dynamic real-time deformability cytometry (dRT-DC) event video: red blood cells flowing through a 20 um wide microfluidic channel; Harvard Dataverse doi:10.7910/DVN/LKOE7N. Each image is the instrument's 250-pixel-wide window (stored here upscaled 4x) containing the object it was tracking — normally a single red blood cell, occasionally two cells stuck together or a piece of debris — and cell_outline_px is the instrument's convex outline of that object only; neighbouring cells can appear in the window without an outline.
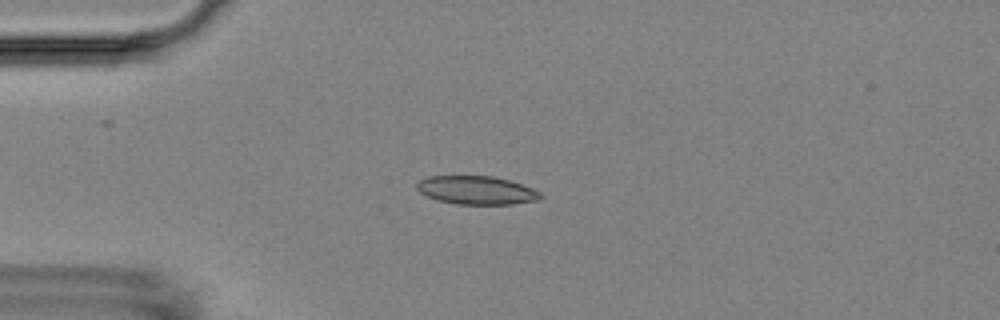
{"species": "Egyptian fruit bat (a non-hibernating species)", "species_latin": "Rousettus aegyptiacus", "temperature_condition": "room temperature", "stored_images_in_passage": 12, "camera_frame_rate_fps": 3000, "um_per_image_px": 0.085, "animal": {"sex": "female"}, "frame": {"image": 1, "passage_image": 1, "time_ms": 0.0, "image_size_px": [1000, 320], "cell_outline_px": [[544, 196], [540, 200], [512, 204], [456, 204], [436, 200], [420, 192], [416, 188], [416, 184], [420, 180], [428, 176], [492, 176], [508, 180], [532, 188], [540, 192]], "centroid_in_image_um": [40.51, 16.17], "position_along_channel_um": 44.5, "area_um2": 20.46}}
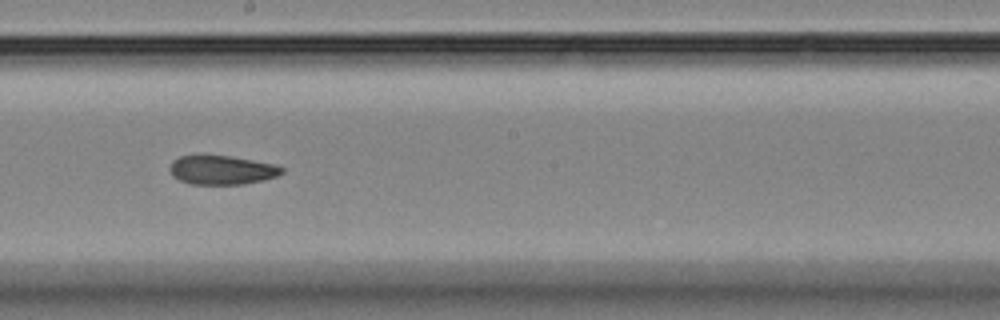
{"frame": {"image": 2, "passage_image": 6, "time_ms": 5.667, "image_size_px": [1000, 320], "cell_outline_px": [[284, 172], [276, 176], [264, 180], [244, 184], [192, 184], [180, 180], [172, 176], [168, 168], [172, 160], [180, 156], [228, 156], [276, 164], [284, 168]], "centroid_in_image_um": [18.85, 14.46], "position_along_channel_um": 229.3, "area_um2": 18.9}}
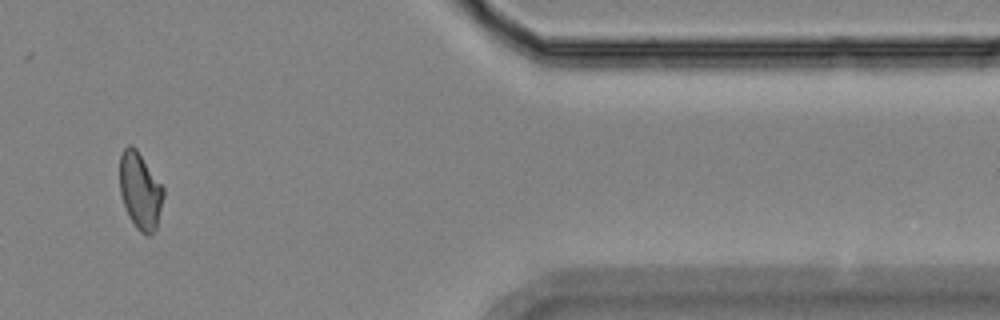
{"frame": {"image": 3, "passage_image": 10, "time_ms": 11.333, "image_size_px": [1000, 320], "cell_outline_px": [[164, 196], [156, 228], [148, 236], [140, 232], [136, 228], [128, 216], [120, 192], [120, 156], [124, 148], [128, 144], [132, 144], [136, 148], [164, 188]], "centroid_in_image_um": [11.91, 16.21], "position_along_channel_um": 399.5, "area_um2": 19.48}, "authors_computed_cell_mechanics": {"area_um2": 19.8254, "velocity_mm_per_s": 3.6046, "shape_relaxation_time_tau1_ms": null, "shape_relaxation_time_tau2_ms": 8.0823, "deformation_change_tau1": null, "deformation_change_tau2": 0.118}}